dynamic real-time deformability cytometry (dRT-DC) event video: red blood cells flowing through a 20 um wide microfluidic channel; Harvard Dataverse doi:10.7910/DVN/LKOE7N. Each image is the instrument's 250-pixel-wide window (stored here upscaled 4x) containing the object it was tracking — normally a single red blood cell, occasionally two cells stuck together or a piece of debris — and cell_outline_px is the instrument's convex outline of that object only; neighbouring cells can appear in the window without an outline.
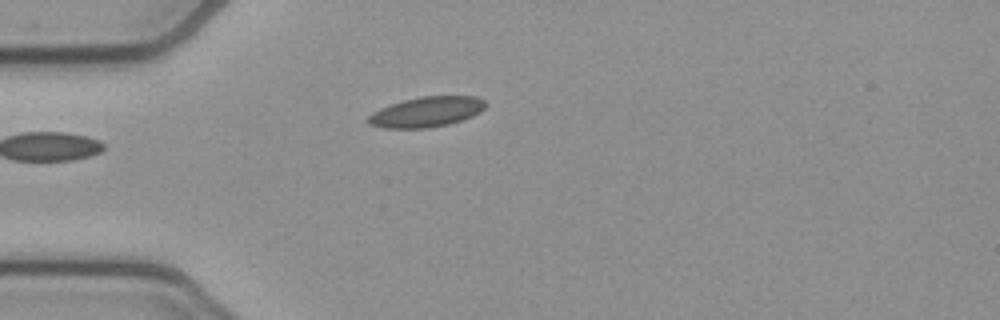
{"species": "common noctule bat (a hibernating species)", "species_latin": "Nyctalus noctula", "temperature_condition": "cold", "stored_images_in_passage": 25, "camera_frame_rate_fps": 3000, "um_per_image_px": 0.085, "animal": {"sex": "female", "body_mass_g": 21.9}, "frame": {"image": 1, "passage_image": 1, "time_ms": 0.0, "image_size_px": [1000, 320], "cell_outline_px": [[488, 104], [480, 112], [472, 116], [448, 124], [428, 128], [384, 128], [368, 124], [364, 120], [372, 112], [380, 108], [404, 100], [420, 96], [476, 96], [484, 100]], "centroid_in_image_um": [36.23, 9.51], "position_along_channel_um": 48.8, "area_um2": 20.75}}